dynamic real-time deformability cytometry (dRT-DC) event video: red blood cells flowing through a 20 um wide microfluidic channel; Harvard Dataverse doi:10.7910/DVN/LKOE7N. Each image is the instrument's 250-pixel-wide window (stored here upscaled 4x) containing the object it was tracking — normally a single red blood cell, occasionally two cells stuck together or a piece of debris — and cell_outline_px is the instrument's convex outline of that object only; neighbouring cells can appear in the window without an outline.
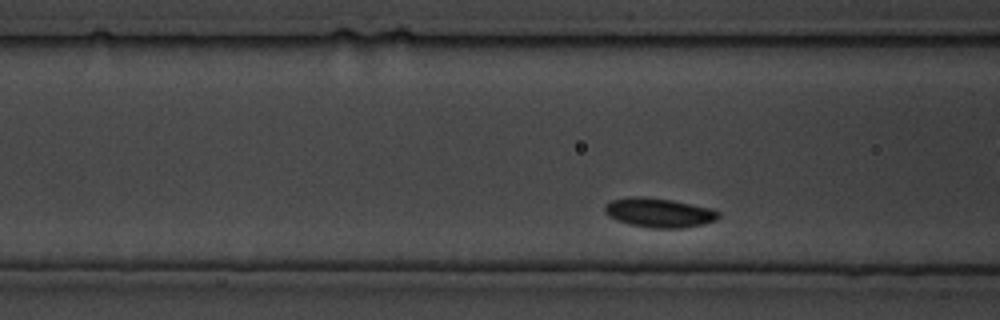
{"species": "common noctule bat (a hibernating species)", "species_latin": "Nyctalus noctula", "temperature_condition": "cold", "stored_images_in_passage": 91, "camera_frame_rate_fps": 3000, "um_per_image_px": 0.085, "animal": {"sex": "male", "body_mass_g": 19.5, "forearm_length_mm": 54.6}, "frame": {"image": 1, "passage_image": 27, "time_ms": 8.667, "image_size_px": [1000, 320], "cell_outline_px": [[720, 216], [716, 220], [704, 224], [684, 228], [648, 228], [628, 224], [616, 220], [608, 216], [604, 212], [604, 204], [612, 200], [628, 196], [640, 196], [672, 200], [712, 208], [720, 212]], "centroid_in_image_um": [56.0, 18.08], "position_along_channel_um": 110.6, "area_um2": 19.77}}